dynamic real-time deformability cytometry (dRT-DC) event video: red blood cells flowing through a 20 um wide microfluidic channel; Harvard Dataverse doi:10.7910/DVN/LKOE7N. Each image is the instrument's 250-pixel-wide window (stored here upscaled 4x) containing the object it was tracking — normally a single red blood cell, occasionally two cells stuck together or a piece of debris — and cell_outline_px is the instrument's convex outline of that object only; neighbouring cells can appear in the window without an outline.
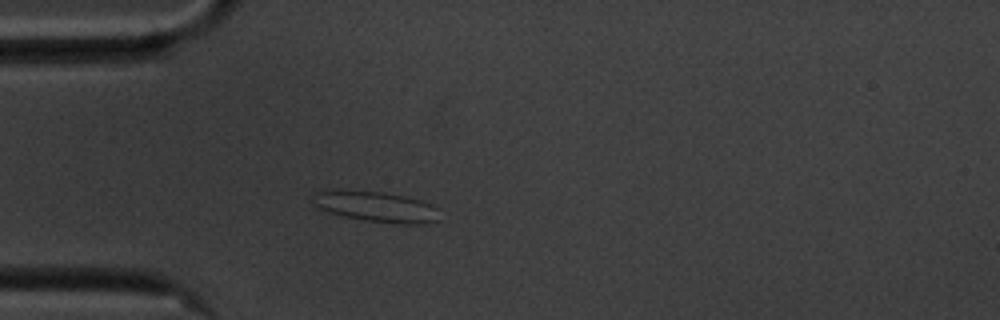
{"species": "common noctule bat (a hibernating species)", "species_latin": "Nyctalus noctula", "temperature_condition": "cold", "stored_images_in_passage": 42, "camera_frame_rate_fps": 3000, "um_per_image_px": 0.085, "animal": {"sex": "male", "body_mass_g": 20.1, "forearm_length_mm": 53.5}, "frame": {"image": 1, "passage_image": 1, "time_ms": 0.0, "image_size_px": [1000, 320], "cell_outline_px": [[436, 220], [424, 224], [396, 224], [364, 220], [344, 216], [328, 212], [320, 208], [316, 204], [316, 192], [340, 188], [384, 192], [404, 196], [420, 200], [432, 204], [436, 208]], "centroid_in_image_um": [31.97, 17.55], "position_along_channel_um": 53.0, "area_um2": 22.48}}
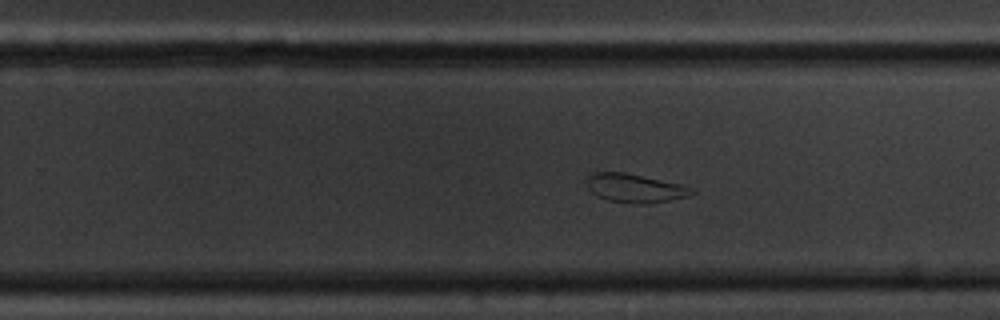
{"frame": {"image": 2, "passage_image": 21, "time_ms": 6.667, "image_size_px": [1000, 320], "cell_outline_px": [[696, 192], [688, 196], [648, 204], [636, 204], [608, 200], [596, 196], [588, 188], [584, 180], [592, 172], [624, 172], [680, 184]], "centroid_in_image_um": [53.89, 15.99], "position_along_channel_um": 275.9, "area_um2": 17.46}}
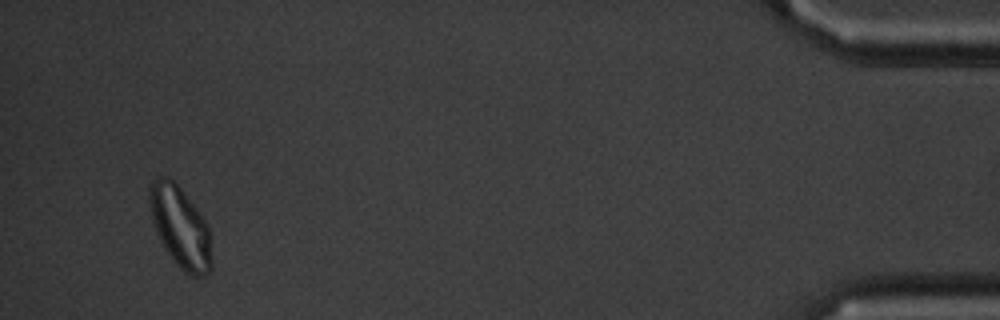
{"frame": {"image": 3, "passage_image": 40, "time_ms": 13.0, "image_size_px": [1000, 320], "cell_outline_px": [[212, 268], [204, 276], [192, 276], [184, 272], [176, 264], [164, 248], [156, 232], [152, 220], [148, 204], [148, 188], [152, 180], [160, 176], [168, 176], [180, 188], [200, 212], [208, 224], [212, 256]], "centroid_in_image_um": [15.31, 19.29], "position_along_channel_um": 419.9, "area_um2": 29.71}, "authors_computed_cell_mechanics": {"area_um2": 19.0451, "velocity_mm_per_s": 3.4624, "shape_relaxation_time_tau1_ms": null, "shape_relaxation_time_tau2_ms": 1.1682, "deformation_change_tau1": null, "deformation_change_tau2": 0.0723}}